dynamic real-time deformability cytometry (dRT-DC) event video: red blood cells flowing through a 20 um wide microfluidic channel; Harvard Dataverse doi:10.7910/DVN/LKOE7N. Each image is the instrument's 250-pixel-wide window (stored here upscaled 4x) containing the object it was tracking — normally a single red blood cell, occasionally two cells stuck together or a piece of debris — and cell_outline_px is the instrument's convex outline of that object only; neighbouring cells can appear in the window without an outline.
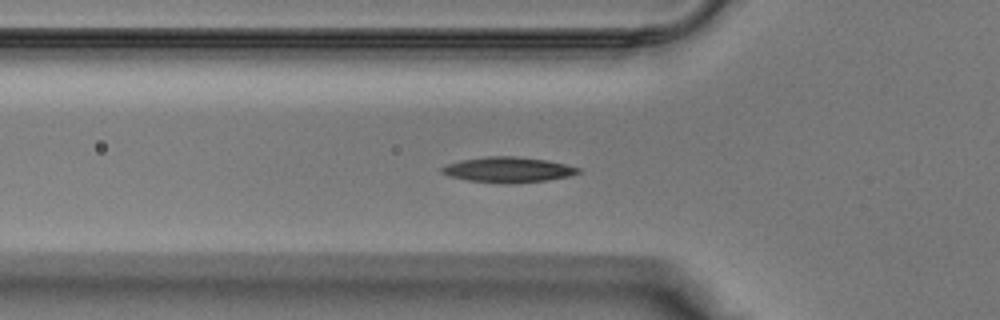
{"species": "Egyptian fruit bat (a non-hibernating species)", "species_latin": "Rousettus aegyptiacus", "temperature_condition": "warm", "stored_images_in_passage": 36, "camera_frame_rate_fps": 3000, "um_per_image_px": 0.085, "animal": {"sex": "male"}, "frame": {"image": 1, "passage_image": 9, "time_ms": 2.667, "image_size_px": [1000, 320], "cell_outline_px": [[580, 172], [568, 176], [544, 180], [468, 180], [448, 176], [440, 172], [440, 168], [448, 164], [460, 160], [488, 156], [516, 156], [548, 160], [580, 168]], "centroid_in_image_um": [43.15, 14.36], "position_along_channel_um": 82.7, "area_um2": 18.96}}
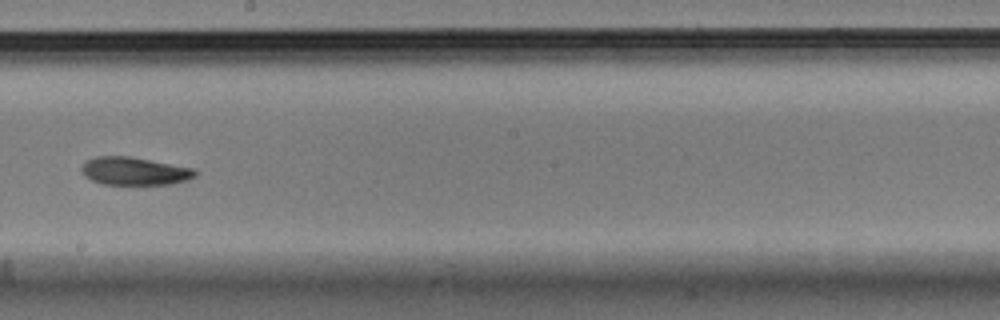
{"frame": {"image": 2, "passage_image": 18, "time_ms": 5.667, "image_size_px": [1000, 320], "cell_outline_px": [[196, 176], [188, 180], [172, 184], [100, 184], [84, 176], [80, 168], [84, 160], [96, 156], [128, 156], [196, 168]], "centroid_in_image_um": [11.41, 14.54], "position_along_channel_um": 236.8, "area_um2": 18.73}}
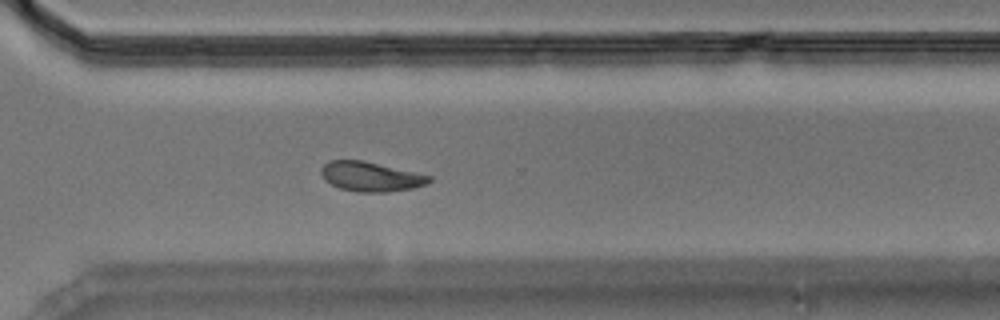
{"frame": {"image": 3, "passage_image": 24, "time_ms": 7.667, "image_size_px": [1000, 320], "cell_outline_px": [[432, 180], [424, 184], [412, 188], [388, 192], [360, 192], [340, 188], [324, 180], [320, 172], [320, 168], [328, 160], [364, 160], [432, 176]], "centroid_in_image_um": [31.48, 15.0], "position_along_channel_um": 339.1, "area_um2": 18.61}}